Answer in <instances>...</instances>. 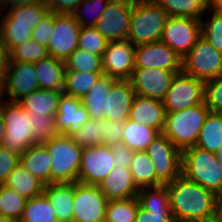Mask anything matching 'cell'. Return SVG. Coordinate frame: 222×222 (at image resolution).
Listing matches in <instances>:
<instances>
[{
    "label": "cell",
    "instance_id": "6da1fadb",
    "mask_svg": "<svg viewBox=\"0 0 222 222\" xmlns=\"http://www.w3.org/2000/svg\"><path fill=\"white\" fill-rule=\"evenodd\" d=\"M172 215L178 222L213 220L219 200L211 190L187 179L183 174L166 184Z\"/></svg>",
    "mask_w": 222,
    "mask_h": 222
},
{
    "label": "cell",
    "instance_id": "7a4b0ae2",
    "mask_svg": "<svg viewBox=\"0 0 222 222\" xmlns=\"http://www.w3.org/2000/svg\"><path fill=\"white\" fill-rule=\"evenodd\" d=\"M168 17L155 0H134L127 39L135 46L160 41Z\"/></svg>",
    "mask_w": 222,
    "mask_h": 222
},
{
    "label": "cell",
    "instance_id": "3957f363",
    "mask_svg": "<svg viewBox=\"0 0 222 222\" xmlns=\"http://www.w3.org/2000/svg\"><path fill=\"white\" fill-rule=\"evenodd\" d=\"M209 112L203 102L185 110L166 113L162 133L181 151L195 146Z\"/></svg>",
    "mask_w": 222,
    "mask_h": 222
},
{
    "label": "cell",
    "instance_id": "277c9868",
    "mask_svg": "<svg viewBox=\"0 0 222 222\" xmlns=\"http://www.w3.org/2000/svg\"><path fill=\"white\" fill-rule=\"evenodd\" d=\"M182 174L189 180L222 197V169L213 152L198 146L182 151Z\"/></svg>",
    "mask_w": 222,
    "mask_h": 222
},
{
    "label": "cell",
    "instance_id": "5b68a950",
    "mask_svg": "<svg viewBox=\"0 0 222 222\" xmlns=\"http://www.w3.org/2000/svg\"><path fill=\"white\" fill-rule=\"evenodd\" d=\"M52 157L51 183L77 182L82 149L71 136L58 134L43 143Z\"/></svg>",
    "mask_w": 222,
    "mask_h": 222
},
{
    "label": "cell",
    "instance_id": "8992f818",
    "mask_svg": "<svg viewBox=\"0 0 222 222\" xmlns=\"http://www.w3.org/2000/svg\"><path fill=\"white\" fill-rule=\"evenodd\" d=\"M0 109L5 125L2 146L21 155L31 145L37 144L33 139L29 112L18 102L8 101L1 97Z\"/></svg>",
    "mask_w": 222,
    "mask_h": 222
},
{
    "label": "cell",
    "instance_id": "52a82bcc",
    "mask_svg": "<svg viewBox=\"0 0 222 222\" xmlns=\"http://www.w3.org/2000/svg\"><path fill=\"white\" fill-rule=\"evenodd\" d=\"M182 72L204 82L217 78L222 75V53L200 36L182 59Z\"/></svg>",
    "mask_w": 222,
    "mask_h": 222
},
{
    "label": "cell",
    "instance_id": "ba28073f",
    "mask_svg": "<svg viewBox=\"0 0 222 222\" xmlns=\"http://www.w3.org/2000/svg\"><path fill=\"white\" fill-rule=\"evenodd\" d=\"M151 159L156 179L166 185L182 174V151L179 150L163 133L145 150Z\"/></svg>",
    "mask_w": 222,
    "mask_h": 222
},
{
    "label": "cell",
    "instance_id": "9c48e42d",
    "mask_svg": "<svg viewBox=\"0 0 222 222\" xmlns=\"http://www.w3.org/2000/svg\"><path fill=\"white\" fill-rule=\"evenodd\" d=\"M205 82L184 74L177 73L162 100L166 113L185 110L204 102Z\"/></svg>",
    "mask_w": 222,
    "mask_h": 222
},
{
    "label": "cell",
    "instance_id": "30bf717a",
    "mask_svg": "<svg viewBox=\"0 0 222 222\" xmlns=\"http://www.w3.org/2000/svg\"><path fill=\"white\" fill-rule=\"evenodd\" d=\"M201 36L200 20L190 17H168L160 41L184 58Z\"/></svg>",
    "mask_w": 222,
    "mask_h": 222
},
{
    "label": "cell",
    "instance_id": "8fae6325",
    "mask_svg": "<svg viewBox=\"0 0 222 222\" xmlns=\"http://www.w3.org/2000/svg\"><path fill=\"white\" fill-rule=\"evenodd\" d=\"M108 201L98 185L74 182L73 222H105Z\"/></svg>",
    "mask_w": 222,
    "mask_h": 222
},
{
    "label": "cell",
    "instance_id": "7c38bea8",
    "mask_svg": "<svg viewBox=\"0 0 222 222\" xmlns=\"http://www.w3.org/2000/svg\"><path fill=\"white\" fill-rule=\"evenodd\" d=\"M39 89L34 63H9L0 83V97L18 102L32 91ZM5 93V94H4ZM8 97H7V95Z\"/></svg>",
    "mask_w": 222,
    "mask_h": 222
},
{
    "label": "cell",
    "instance_id": "4fadbf2b",
    "mask_svg": "<svg viewBox=\"0 0 222 222\" xmlns=\"http://www.w3.org/2000/svg\"><path fill=\"white\" fill-rule=\"evenodd\" d=\"M114 161L111 146L98 145L83 148L77 182L99 185L115 167Z\"/></svg>",
    "mask_w": 222,
    "mask_h": 222
},
{
    "label": "cell",
    "instance_id": "5bb4252c",
    "mask_svg": "<svg viewBox=\"0 0 222 222\" xmlns=\"http://www.w3.org/2000/svg\"><path fill=\"white\" fill-rule=\"evenodd\" d=\"M133 1L109 0L93 27L108 41L127 39Z\"/></svg>",
    "mask_w": 222,
    "mask_h": 222
},
{
    "label": "cell",
    "instance_id": "9a60e30c",
    "mask_svg": "<svg viewBox=\"0 0 222 222\" xmlns=\"http://www.w3.org/2000/svg\"><path fill=\"white\" fill-rule=\"evenodd\" d=\"M53 34L47 47L48 54L65 61L78 48L81 30L73 14L53 12Z\"/></svg>",
    "mask_w": 222,
    "mask_h": 222
},
{
    "label": "cell",
    "instance_id": "2e32d148",
    "mask_svg": "<svg viewBox=\"0 0 222 222\" xmlns=\"http://www.w3.org/2000/svg\"><path fill=\"white\" fill-rule=\"evenodd\" d=\"M135 45L128 39L108 41L102 56V71L116 80H129L135 69Z\"/></svg>",
    "mask_w": 222,
    "mask_h": 222
},
{
    "label": "cell",
    "instance_id": "e0dca14e",
    "mask_svg": "<svg viewBox=\"0 0 222 222\" xmlns=\"http://www.w3.org/2000/svg\"><path fill=\"white\" fill-rule=\"evenodd\" d=\"M159 68H135L129 79L136 95L163 100L177 73Z\"/></svg>",
    "mask_w": 222,
    "mask_h": 222
},
{
    "label": "cell",
    "instance_id": "ac0fdd59",
    "mask_svg": "<svg viewBox=\"0 0 222 222\" xmlns=\"http://www.w3.org/2000/svg\"><path fill=\"white\" fill-rule=\"evenodd\" d=\"M135 68L182 71V58L161 41L140 44L135 47Z\"/></svg>",
    "mask_w": 222,
    "mask_h": 222
},
{
    "label": "cell",
    "instance_id": "d6986e66",
    "mask_svg": "<svg viewBox=\"0 0 222 222\" xmlns=\"http://www.w3.org/2000/svg\"><path fill=\"white\" fill-rule=\"evenodd\" d=\"M89 119V113L80 98L62 93L55 114V125L59 134L72 136Z\"/></svg>",
    "mask_w": 222,
    "mask_h": 222
},
{
    "label": "cell",
    "instance_id": "ffe728a7",
    "mask_svg": "<svg viewBox=\"0 0 222 222\" xmlns=\"http://www.w3.org/2000/svg\"><path fill=\"white\" fill-rule=\"evenodd\" d=\"M136 96L129 80H115L106 96L105 120L125 122Z\"/></svg>",
    "mask_w": 222,
    "mask_h": 222
},
{
    "label": "cell",
    "instance_id": "44dd1931",
    "mask_svg": "<svg viewBox=\"0 0 222 222\" xmlns=\"http://www.w3.org/2000/svg\"><path fill=\"white\" fill-rule=\"evenodd\" d=\"M98 187L108 200L133 198L140 190L133 180L130 169L117 166L99 183Z\"/></svg>",
    "mask_w": 222,
    "mask_h": 222
},
{
    "label": "cell",
    "instance_id": "7402d4cb",
    "mask_svg": "<svg viewBox=\"0 0 222 222\" xmlns=\"http://www.w3.org/2000/svg\"><path fill=\"white\" fill-rule=\"evenodd\" d=\"M165 114L162 100L136 95L128 119L162 133L165 126Z\"/></svg>",
    "mask_w": 222,
    "mask_h": 222
},
{
    "label": "cell",
    "instance_id": "603a6c76",
    "mask_svg": "<svg viewBox=\"0 0 222 222\" xmlns=\"http://www.w3.org/2000/svg\"><path fill=\"white\" fill-rule=\"evenodd\" d=\"M43 194L53 207L58 222H73L74 183L45 185Z\"/></svg>",
    "mask_w": 222,
    "mask_h": 222
},
{
    "label": "cell",
    "instance_id": "cb8c5ba5",
    "mask_svg": "<svg viewBox=\"0 0 222 222\" xmlns=\"http://www.w3.org/2000/svg\"><path fill=\"white\" fill-rule=\"evenodd\" d=\"M52 161L47 147L42 143L31 145L20 155V164L45 185L51 184Z\"/></svg>",
    "mask_w": 222,
    "mask_h": 222
},
{
    "label": "cell",
    "instance_id": "d4e9b609",
    "mask_svg": "<svg viewBox=\"0 0 222 222\" xmlns=\"http://www.w3.org/2000/svg\"><path fill=\"white\" fill-rule=\"evenodd\" d=\"M39 89L63 91L65 81V64L63 60L51 55L34 63Z\"/></svg>",
    "mask_w": 222,
    "mask_h": 222
},
{
    "label": "cell",
    "instance_id": "484cf974",
    "mask_svg": "<svg viewBox=\"0 0 222 222\" xmlns=\"http://www.w3.org/2000/svg\"><path fill=\"white\" fill-rule=\"evenodd\" d=\"M5 186L14 190L27 200L43 194L45 184L32 175L20 163L8 175Z\"/></svg>",
    "mask_w": 222,
    "mask_h": 222
},
{
    "label": "cell",
    "instance_id": "4316f807",
    "mask_svg": "<svg viewBox=\"0 0 222 222\" xmlns=\"http://www.w3.org/2000/svg\"><path fill=\"white\" fill-rule=\"evenodd\" d=\"M62 93L63 91L37 89L24 96L18 103L30 113L55 115Z\"/></svg>",
    "mask_w": 222,
    "mask_h": 222
},
{
    "label": "cell",
    "instance_id": "83f0119b",
    "mask_svg": "<svg viewBox=\"0 0 222 222\" xmlns=\"http://www.w3.org/2000/svg\"><path fill=\"white\" fill-rule=\"evenodd\" d=\"M115 80L112 77L103 75L81 99L91 118L105 119L106 96L109 95L111 85Z\"/></svg>",
    "mask_w": 222,
    "mask_h": 222
},
{
    "label": "cell",
    "instance_id": "f1b7e54d",
    "mask_svg": "<svg viewBox=\"0 0 222 222\" xmlns=\"http://www.w3.org/2000/svg\"><path fill=\"white\" fill-rule=\"evenodd\" d=\"M159 133L158 130L127 119L122 134V144L133 151H145Z\"/></svg>",
    "mask_w": 222,
    "mask_h": 222
},
{
    "label": "cell",
    "instance_id": "f546056e",
    "mask_svg": "<svg viewBox=\"0 0 222 222\" xmlns=\"http://www.w3.org/2000/svg\"><path fill=\"white\" fill-rule=\"evenodd\" d=\"M169 17H190L201 20L208 15V0H155Z\"/></svg>",
    "mask_w": 222,
    "mask_h": 222
},
{
    "label": "cell",
    "instance_id": "4dcf8cb0",
    "mask_svg": "<svg viewBox=\"0 0 222 222\" xmlns=\"http://www.w3.org/2000/svg\"><path fill=\"white\" fill-rule=\"evenodd\" d=\"M195 146L216 153L222 147V114L209 112Z\"/></svg>",
    "mask_w": 222,
    "mask_h": 222
},
{
    "label": "cell",
    "instance_id": "1f68e13d",
    "mask_svg": "<svg viewBox=\"0 0 222 222\" xmlns=\"http://www.w3.org/2000/svg\"><path fill=\"white\" fill-rule=\"evenodd\" d=\"M129 169L139 189L162 185L156 179L153 163L145 151H134V157Z\"/></svg>",
    "mask_w": 222,
    "mask_h": 222
},
{
    "label": "cell",
    "instance_id": "d6a6232c",
    "mask_svg": "<svg viewBox=\"0 0 222 222\" xmlns=\"http://www.w3.org/2000/svg\"><path fill=\"white\" fill-rule=\"evenodd\" d=\"M103 75V72L66 71L63 93L82 99Z\"/></svg>",
    "mask_w": 222,
    "mask_h": 222
},
{
    "label": "cell",
    "instance_id": "836d02e7",
    "mask_svg": "<svg viewBox=\"0 0 222 222\" xmlns=\"http://www.w3.org/2000/svg\"><path fill=\"white\" fill-rule=\"evenodd\" d=\"M71 137L81 148L106 145V120L90 117Z\"/></svg>",
    "mask_w": 222,
    "mask_h": 222
},
{
    "label": "cell",
    "instance_id": "e575fe53",
    "mask_svg": "<svg viewBox=\"0 0 222 222\" xmlns=\"http://www.w3.org/2000/svg\"><path fill=\"white\" fill-rule=\"evenodd\" d=\"M0 14V33L9 52L32 39L34 24L12 23L5 15Z\"/></svg>",
    "mask_w": 222,
    "mask_h": 222
},
{
    "label": "cell",
    "instance_id": "d590c367",
    "mask_svg": "<svg viewBox=\"0 0 222 222\" xmlns=\"http://www.w3.org/2000/svg\"><path fill=\"white\" fill-rule=\"evenodd\" d=\"M19 222H58L55 211L44 194L26 201Z\"/></svg>",
    "mask_w": 222,
    "mask_h": 222
},
{
    "label": "cell",
    "instance_id": "8d00e7d4",
    "mask_svg": "<svg viewBox=\"0 0 222 222\" xmlns=\"http://www.w3.org/2000/svg\"><path fill=\"white\" fill-rule=\"evenodd\" d=\"M8 8L5 16L12 23L34 24V28L50 12L48 5L40 2L13 5Z\"/></svg>",
    "mask_w": 222,
    "mask_h": 222
},
{
    "label": "cell",
    "instance_id": "74e56055",
    "mask_svg": "<svg viewBox=\"0 0 222 222\" xmlns=\"http://www.w3.org/2000/svg\"><path fill=\"white\" fill-rule=\"evenodd\" d=\"M136 198L139 207L147 212L171 211L166 185L141 188Z\"/></svg>",
    "mask_w": 222,
    "mask_h": 222
},
{
    "label": "cell",
    "instance_id": "f35d334b",
    "mask_svg": "<svg viewBox=\"0 0 222 222\" xmlns=\"http://www.w3.org/2000/svg\"><path fill=\"white\" fill-rule=\"evenodd\" d=\"M138 207L136 197L109 200L106 206L105 222H134Z\"/></svg>",
    "mask_w": 222,
    "mask_h": 222
},
{
    "label": "cell",
    "instance_id": "ab89813d",
    "mask_svg": "<svg viewBox=\"0 0 222 222\" xmlns=\"http://www.w3.org/2000/svg\"><path fill=\"white\" fill-rule=\"evenodd\" d=\"M102 56L93 55L84 49L76 48L64 61L66 71L103 72Z\"/></svg>",
    "mask_w": 222,
    "mask_h": 222
},
{
    "label": "cell",
    "instance_id": "60d3db41",
    "mask_svg": "<svg viewBox=\"0 0 222 222\" xmlns=\"http://www.w3.org/2000/svg\"><path fill=\"white\" fill-rule=\"evenodd\" d=\"M27 199L5 185H0V216L19 222Z\"/></svg>",
    "mask_w": 222,
    "mask_h": 222
},
{
    "label": "cell",
    "instance_id": "b9f144b4",
    "mask_svg": "<svg viewBox=\"0 0 222 222\" xmlns=\"http://www.w3.org/2000/svg\"><path fill=\"white\" fill-rule=\"evenodd\" d=\"M48 55L47 47L40 45L34 39H30L9 52V63H35Z\"/></svg>",
    "mask_w": 222,
    "mask_h": 222
},
{
    "label": "cell",
    "instance_id": "7bdbcfd3",
    "mask_svg": "<svg viewBox=\"0 0 222 222\" xmlns=\"http://www.w3.org/2000/svg\"><path fill=\"white\" fill-rule=\"evenodd\" d=\"M33 139L36 143H44L58 135L55 125V115L34 114L29 112Z\"/></svg>",
    "mask_w": 222,
    "mask_h": 222
},
{
    "label": "cell",
    "instance_id": "ee69618b",
    "mask_svg": "<svg viewBox=\"0 0 222 222\" xmlns=\"http://www.w3.org/2000/svg\"><path fill=\"white\" fill-rule=\"evenodd\" d=\"M108 2L109 0H81L72 14L81 27H91L98 21Z\"/></svg>",
    "mask_w": 222,
    "mask_h": 222
},
{
    "label": "cell",
    "instance_id": "f6af8a7d",
    "mask_svg": "<svg viewBox=\"0 0 222 222\" xmlns=\"http://www.w3.org/2000/svg\"><path fill=\"white\" fill-rule=\"evenodd\" d=\"M209 18L200 20L201 36L205 38L217 51L222 53V12L208 8Z\"/></svg>",
    "mask_w": 222,
    "mask_h": 222
},
{
    "label": "cell",
    "instance_id": "bcb514c9",
    "mask_svg": "<svg viewBox=\"0 0 222 222\" xmlns=\"http://www.w3.org/2000/svg\"><path fill=\"white\" fill-rule=\"evenodd\" d=\"M108 40H106L93 26L81 27L78 37V47L93 54L103 56Z\"/></svg>",
    "mask_w": 222,
    "mask_h": 222
},
{
    "label": "cell",
    "instance_id": "7dc6e473",
    "mask_svg": "<svg viewBox=\"0 0 222 222\" xmlns=\"http://www.w3.org/2000/svg\"><path fill=\"white\" fill-rule=\"evenodd\" d=\"M204 102L211 112L222 114V75L205 81Z\"/></svg>",
    "mask_w": 222,
    "mask_h": 222
},
{
    "label": "cell",
    "instance_id": "c3c4849f",
    "mask_svg": "<svg viewBox=\"0 0 222 222\" xmlns=\"http://www.w3.org/2000/svg\"><path fill=\"white\" fill-rule=\"evenodd\" d=\"M20 163V155L0 145V185H3L8 175Z\"/></svg>",
    "mask_w": 222,
    "mask_h": 222
},
{
    "label": "cell",
    "instance_id": "681fc988",
    "mask_svg": "<svg viewBox=\"0 0 222 222\" xmlns=\"http://www.w3.org/2000/svg\"><path fill=\"white\" fill-rule=\"evenodd\" d=\"M53 27V12L50 11L33 29L32 39L40 45L48 47Z\"/></svg>",
    "mask_w": 222,
    "mask_h": 222
},
{
    "label": "cell",
    "instance_id": "f907efd6",
    "mask_svg": "<svg viewBox=\"0 0 222 222\" xmlns=\"http://www.w3.org/2000/svg\"><path fill=\"white\" fill-rule=\"evenodd\" d=\"M134 222H178L171 211H151L147 212L138 207Z\"/></svg>",
    "mask_w": 222,
    "mask_h": 222
},
{
    "label": "cell",
    "instance_id": "816d5d0a",
    "mask_svg": "<svg viewBox=\"0 0 222 222\" xmlns=\"http://www.w3.org/2000/svg\"><path fill=\"white\" fill-rule=\"evenodd\" d=\"M125 129V122L106 120V145L113 146L122 144V134Z\"/></svg>",
    "mask_w": 222,
    "mask_h": 222
},
{
    "label": "cell",
    "instance_id": "f5cc1de1",
    "mask_svg": "<svg viewBox=\"0 0 222 222\" xmlns=\"http://www.w3.org/2000/svg\"><path fill=\"white\" fill-rule=\"evenodd\" d=\"M111 147L115 166L129 168L134 157V151L124 144H116Z\"/></svg>",
    "mask_w": 222,
    "mask_h": 222
},
{
    "label": "cell",
    "instance_id": "db71d44e",
    "mask_svg": "<svg viewBox=\"0 0 222 222\" xmlns=\"http://www.w3.org/2000/svg\"><path fill=\"white\" fill-rule=\"evenodd\" d=\"M81 0H51L49 10L54 13L72 14Z\"/></svg>",
    "mask_w": 222,
    "mask_h": 222
},
{
    "label": "cell",
    "instance_id": "11a10c76",
    "mask_svg": "<svg viewBox=\"0 0 222 222\" xmlns=\"http://www.w3.org/2000/svg\"><path fill=\"white\" fill-rule=\"evenodd\" d=\"M9 64V51L6 48L4 40L0 33V83L3 80L5 70Z\"/></svg>",
    "mask_w": 222,
    "mask_h": 222
},
{
    "label": "cell",
    "instance_id": "9f6ffc18",
    "mask_svg": "<svg viewBox=\"0 0 222 222\" xmlns=\"http://www.w3.org/2000/svg\"><path fill=\"white\" fill-rule=\"evenodd\" d=\"M212 221L213 222H222V197L219 198V200H218Z\"/></svg>",
    "mask_w": 222,
    "mask_h": 222
},
{
    "label": "cell",
    "instance_id": "6f0895ef",
    "mask_svg": "<svg viewBox=\"0 0 222 222\" xmlns=\"http://www.w3.org/2000/svg\"><path fill=\"white\" fill-rule=\"evenodd\" d=\"M208 8L222 12V0H208Z\"/></svg>",
    "mask_w": 222,
    "mask_h": 222
},
{
    "label": "cell",
    "instance_id": "680465c9",
    "mask_svg": "<svg viewBox=\"0 0 222 222\" xmlns=\"http://www.w3.org/2000/svg\"><path fill=\"white\" fill-rule=\"evenodd\" d=\"M5 136V125L3 120V114L0 109V145H2Z\"/></svg>",
    "mask_w": 222,
    "mask_h": 222
},
{
    "label": "cell",
    "instance_id": "91938a15",
    "mask_svg": "<svg viewBox=\"0 0 222 222\" xmlns=\"http://www.w3.org/2000/svg\"><path fill=\"white\" fill-rule=\"evenodd\" d=\"M35 2H37V0H9V7L13 5L33 4Z\"/></svg>",
    "mask_w": 222,
    "mask_h": 222
},
{
    "label": "cell",
    "instance_id": "94428289",
    "mask_svg": "<svg viewBox=\"0 0 222 222\" xmlns=\"http://www.w3.org/2000/svg\"><path fill=\"white\" fill-rule=\"evenodd\" d=\"M9 6V0H0V12L3 13L6 11V8ZM4 11V12H2Z\"/></svg>",
    "mask_w": 222,
    "mask_h": 222
},
{
    "label": "cell",
    "instance_id": "6125c7cd",
    "mask_svg": "<svg viewBox=\"0 0 222 222\" xmlns=\"http://www.w3.org/2000/svg\"><path fill=\"white\" fill-rule=\"evenodd\" d=\"M214 154H215V157L218 161V164L220 165V167L222 169V147Z\"/></svg>",
    "mask_w": 222,
    "mask_h": 222
},
{
    "label": "cell",
    "instance_id": "be15d7a7",
    "mask_svg": "<svg viewBox=\"0 0 222 222\" xmlns=\"http://www.w3.org/2000/svg\"><path fill=\"white\" fill-rule=\"evenodd\" d=\"M0 222H16V221L7 217L0 216Z\"/></svg>",
    "mask_w": 222,
    "mask_h": 222
},
{
    "label": "cell",
    "instance_id": "e7e4bbea",
    "mask_svg": "<svg viewBox=\"0 0 222 222\" xmlns=\"http://www.w3.org/2000/svg\"><path fill=\"white\" fill-rule=\"evenodd\" d=\"M37 2L45 3V4L49 5L51 0H37Z\"/></svg>",
    "mask_w": 222,
    "mask_h": 222
}]
</instances>
